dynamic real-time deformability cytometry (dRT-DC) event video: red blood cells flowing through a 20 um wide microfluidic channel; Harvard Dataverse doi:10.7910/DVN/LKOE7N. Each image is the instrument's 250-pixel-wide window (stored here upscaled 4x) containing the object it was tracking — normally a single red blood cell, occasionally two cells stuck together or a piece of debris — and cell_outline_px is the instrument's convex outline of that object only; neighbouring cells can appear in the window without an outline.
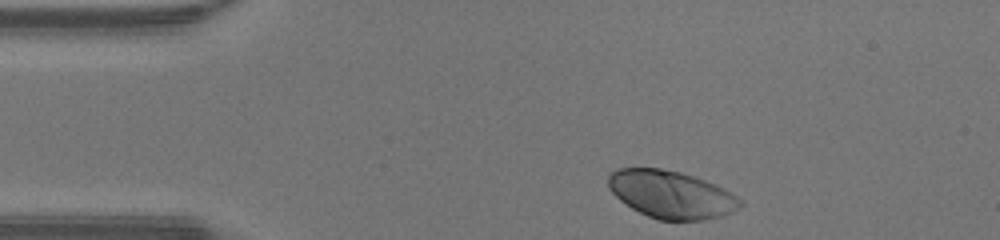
{"species": "human", "species_latin": "Homo sapiens", "temperature_condition": "warm", "stored_images_in_passage": 31, "camera_frame_rate_fps": 3000, "um_per_image_px": 0.085, "donor": {"sex": "male"}, "frame": {"image": 1, "passage_image": 1, "time_ms": 0.0, "image_size_px": [1000, 240], "cell_outline_px": [[744, 204], [740, 208], [732, 212], [720, 216], [704, 220], [660, 220], [648, 216], [632, 208], [620, 200], [608, 188], [608, 176], [616, 168], [660, 168], [680, 172], [716, 184], [724, 188], [744, 200]], "centroid_in_image_um": [57.08, 16.53], "position_along_channel_um": 27.9, "area_um2": 36.7}}
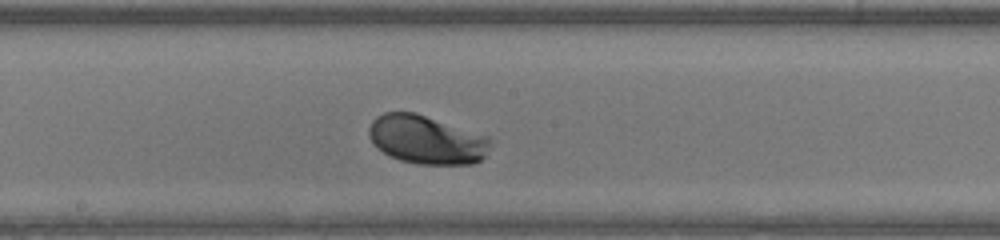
{"frame": {"image": 2, "passage_image": 18, "time_ms": 5.667, "image_size_px": [1000, 240], "cell_outline_px": [[492, 144], [484, 156], [480, 160], [472, 164], [416, 164], [400, 160], [388, 156], [376, 148], [368, 136], [368, 128], [372, 120], [376, 116], [384, 112], [416, 112], [488, 136]], "centroid_in_image_um": [36.22, 11.87], "position_along_channel_um": 212.0, "area_um2": 34.74}}
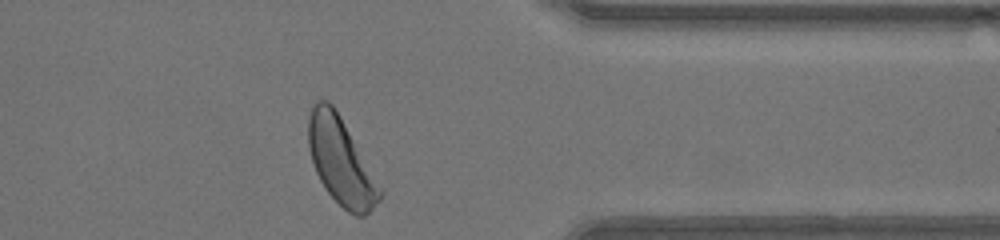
{"frame": {"image": 3, "passage_image": 31, "time_ms": 10.0, "image_size_px": [1000, 240], "cell_outline_px": [[384, 188], [380, 200], [364, 216], [356, 216], [348, 212], [324, 188], [316, 172], [308, 148], [308, 120], [312, 108], [316, 100], [328, 100], [332, 104], [340, 116]], "centroid_in_image_um": [29.01, 13.72], "position_along_channel_um": 382.4, "area_um2": 36.24}, "authors_computed_cell_mechanics": {"area_um2": 34.7378, "velocity_mm_per_s": 4.2618, "shape_relaxation_time_tau1_ms": 1.3129, "shape_relaxation_time_tau2_ms": null, "deformation_change_tau1": 0.1406, "deformation_change_tau2": null}}